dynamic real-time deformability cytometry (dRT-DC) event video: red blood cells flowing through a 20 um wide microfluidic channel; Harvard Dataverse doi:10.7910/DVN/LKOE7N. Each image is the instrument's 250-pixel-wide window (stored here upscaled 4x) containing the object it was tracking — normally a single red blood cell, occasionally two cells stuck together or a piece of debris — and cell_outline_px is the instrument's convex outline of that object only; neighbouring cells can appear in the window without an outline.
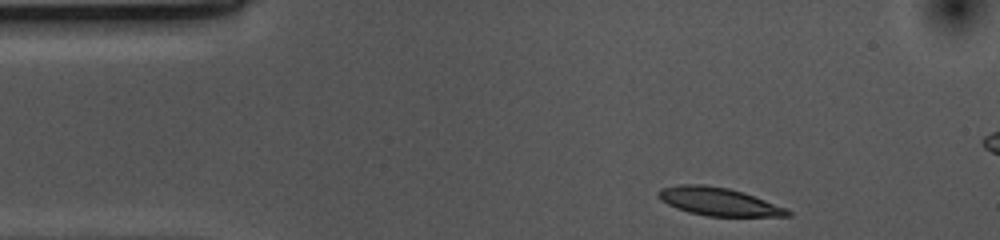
{"species": "common noctule bat (a hibernating species)", "species_latin": "Nyctalus noctula", "temperature_condition": "cold", "stored_images_in_passage": 36, "camera_frame_rate_fps": 3000, "um_per_image_px": 0.085, "animal": {"sex": "female", "body_mass_g": 10.0, "forearm_length_mm": 53.1}, "frame": {"image": 1, "passage_image": 1, "time_ms": 0.0, "image_size_px": [1000, 240], "cell_outline_px": [[792, 216], [708, 216], [688, 212], [676, 208], [660, 200], [656, 196], [656, 192], [660, 188], [680, 184], [704, 184], [728, 188], [744, 192], [788, 208], [792, 212]], "centroid_in_image_um": [61.07, 17.13], "position_along_channel_um": 23.9, "area_um2": 21.39}}
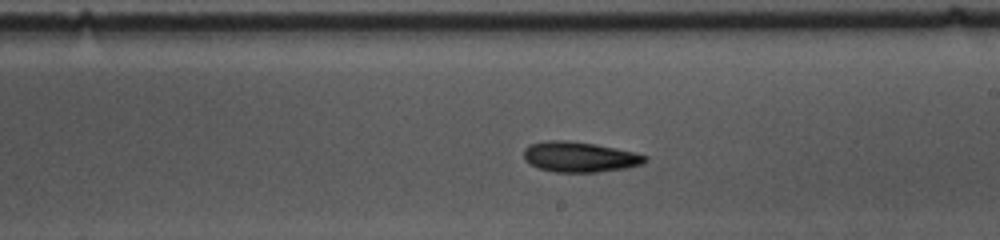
{"frame": {"image": 2, "passage_image": 23, "time_ms": 7.333, "image_size_px": [1000, 240], "cell_outline_px": [[648, 160], [644, 164], [624, 168], [596, 172], [556, 172], [540, 168], [524, 160], [524, 148], [528, 144], [544, 140], [568, 140], [596, 144], [636, 152], [648, 156]], "centroid_in_image_um": [49.28, 13.32], "position_along_channel_um": 239.7, "area_um2": 21.62}}
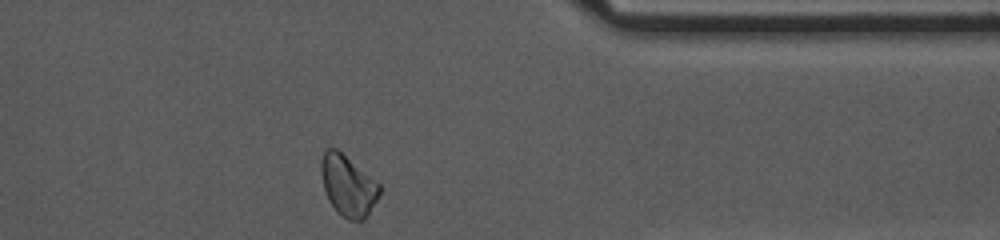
{"frame": {"image": 3, "passage_image": 36, "time_ms": 11.667, "image_size_px": [1000, 240], "cell_outline_px": [[380, 192], [376, 200], [364, 220], [348, 220], [340, 216], [336, 212], [328, 200], [324, 188], [320, 172], [320, 160], [324, 148], [336, 148], [380, 184]], "centroid_in_image_um": [29.53, 15.77], "position_along_channel_um": 381.9, "area_um2": 20.75}, "authors_computed_cell_mechanics": {"area_um2": 20.9525, "velocity_mm_per_s": 3.6659, "shape_relaxation_time_tau1_ms": 4.5713, "shape_relaxation_time_tau2_ms": 3.8479, "deformation_change_tau1": 0.1069, "deformation_change_tau2": 0.095}}